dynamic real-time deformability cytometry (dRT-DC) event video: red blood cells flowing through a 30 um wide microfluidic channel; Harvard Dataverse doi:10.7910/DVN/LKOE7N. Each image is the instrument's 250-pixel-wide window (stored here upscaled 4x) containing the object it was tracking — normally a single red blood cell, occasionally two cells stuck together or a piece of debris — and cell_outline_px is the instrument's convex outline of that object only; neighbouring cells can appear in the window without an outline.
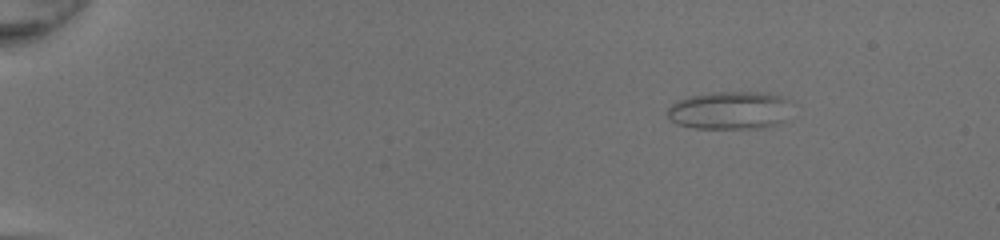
{"species": "common noctule bat (a hibernating species)", "species_latin": "Nyctalus noctula", "temperature_condition": "room temperature", "stored_images_in_passage": 43, "camera_frame_rate_fps": 3000, "um_per_image_px": 0.085, "animal": {"sex": "female", "body_mass_g": 20.0, "forearm_length_mm": 54.0}, "frame": {"image": 1, "passage_image": 1, "time_ms": 0.0, "image_size_px": [1000, 240], "cell_outline_px": [[788, 120], [780, 124], [764, 128], [692, 128], [676, 124], [668, 116], [668, 108], [676, 100], [688, 96], [712, 92], [760, 92], [784, 96], [788, 100]], "centroid_in_image_um": [62.05, 9.38], "position_along_channel_um": 23.0, "area_um2": 27.86}}
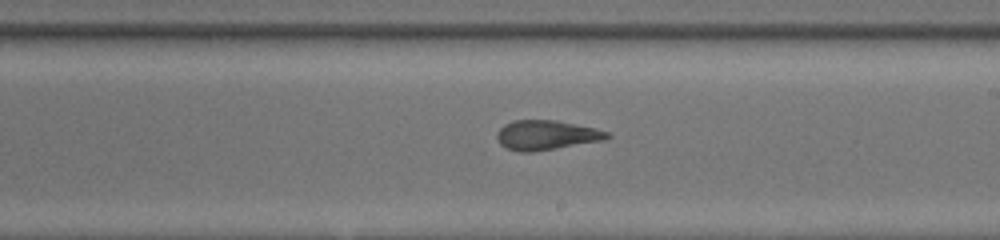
{"frame": {"image": 2, "passage_image": 25, "time_ms": 8.0, "image_size_px": [1000, 240], "cell_outline_px": [[612, 136], [604, 140], [532, 152], [520, 152], [508, 148], [500, 144], [496, 136], [496, 132], [504, 124], [512, 120], [556, 120], [596, 128], [608, 132]], "centroid_in_image_um": [46.43, 11.47], "position_along_channel_um": 242.6, "area_um2": 19.02}}
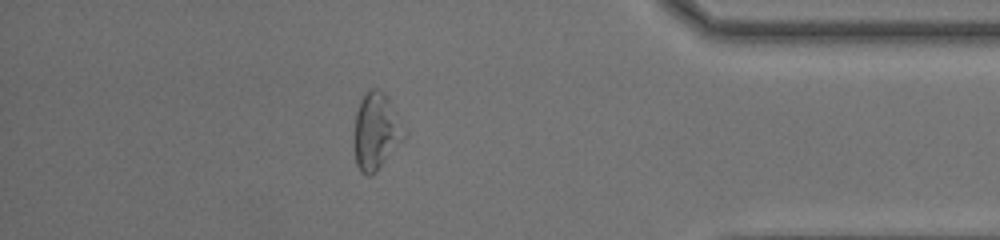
{"frame": {"image": 3, "passage_image": 38, "time_ms": 12.333, "image_size_px": [1000, 240], "cell_outline_px": [[408, 132], [404, 140], [376, 172], [372, 176], [368, 176], [360, 172], [356, 164], [352, 140], [356, 112], [360, 100], [372, 88], [380, 88], [384, 92]], "centroid_in_image_um": [31.96, 11.2], "position_along_channel_um": 403.2, "area_um2": 22.95}, "authors_computed_cell_mechanics": {"area_um2": 21.0392, "velocity_mm_per_s": 4.3145, "shape_relaxation_time_tau1_ms": null, "shape_relaxation_time_tau2_ms": 1.8506, "deformation_change_tau1": null, "deformation_change_tau2": 0.1208}}